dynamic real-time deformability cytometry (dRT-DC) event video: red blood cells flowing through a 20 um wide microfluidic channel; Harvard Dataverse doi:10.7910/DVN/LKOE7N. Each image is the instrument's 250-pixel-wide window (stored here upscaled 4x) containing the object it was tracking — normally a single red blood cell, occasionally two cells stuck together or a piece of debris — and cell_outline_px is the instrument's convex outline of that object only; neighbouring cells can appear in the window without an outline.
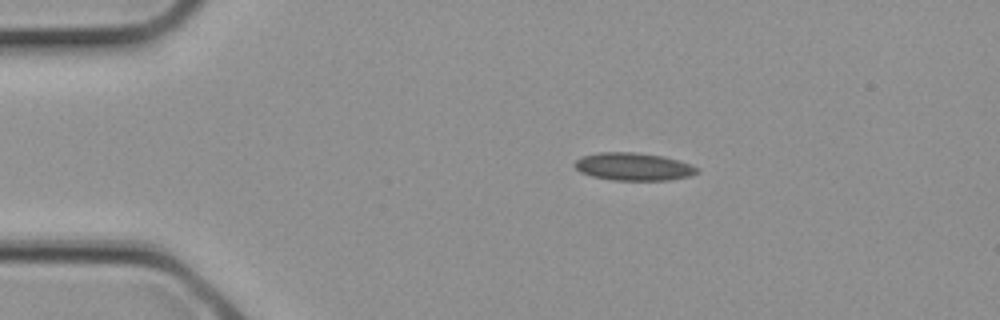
{"species": "common noctule bat (a hibernating species)", "species_latin": "Nyctalus noctula", "temperature_condition": "cold", "stored_images_in_passage": 3, "camera_frame_rate_fps": 3000, "um_per_image_px": 0.085, "animal": {"sex": "female", "body_mass_g": 21.9}, "frame": {"image": 1, "passage_image": 2, "time_ms": 0.333, "image_size_px": [1000, 320], "cell_outline_px": [[700, 172], [688, 176], [668, 180], [612, 180], [592, 176], [580, 172], [572, 164], [576, 160], [584, 156], [600, 152], [636, 152], [664, 156], [688, 164], [696, 168]], "centroid_in_image_um": [53.8, 14.16], "position_along_channel_um": 31.2, "area_um2": 19.59}}